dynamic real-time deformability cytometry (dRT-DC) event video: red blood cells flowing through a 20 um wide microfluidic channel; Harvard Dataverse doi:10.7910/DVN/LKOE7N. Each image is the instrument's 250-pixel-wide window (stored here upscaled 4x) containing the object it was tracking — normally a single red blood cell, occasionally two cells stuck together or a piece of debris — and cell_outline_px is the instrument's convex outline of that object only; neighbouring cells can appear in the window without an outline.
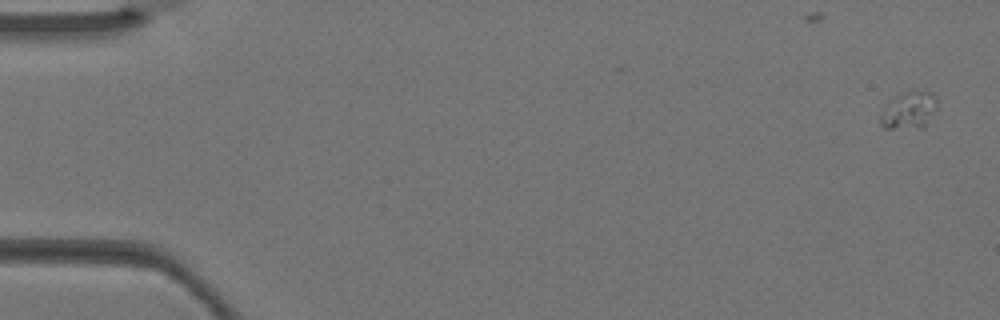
{"species": "Egyptian fruit bat (a non-hibernating species)", "species_latin": "Rousettus aegyptiacus", "temperature_condition": "warm", "stored_images_in_passage": 3, "camera_frame_rate_fps": 3000, "um_per_image_px": 0.085, "animal": {"sex": "female"}, "frame": {"image": 1, "passage_image": 1, "time_ms": 0.0, "image_size_px": [1000, 320], "cell_outline_px": [[936, 108], [924, 128], [884, 128], [880, 124], [880, 116], [888, 100], [904, 92], [932, 92], [936, 96]], "centroid_in_image_um": [77.24, 9.39], "position_along_channel_um": 7.8, "area_um2": 12.2}}